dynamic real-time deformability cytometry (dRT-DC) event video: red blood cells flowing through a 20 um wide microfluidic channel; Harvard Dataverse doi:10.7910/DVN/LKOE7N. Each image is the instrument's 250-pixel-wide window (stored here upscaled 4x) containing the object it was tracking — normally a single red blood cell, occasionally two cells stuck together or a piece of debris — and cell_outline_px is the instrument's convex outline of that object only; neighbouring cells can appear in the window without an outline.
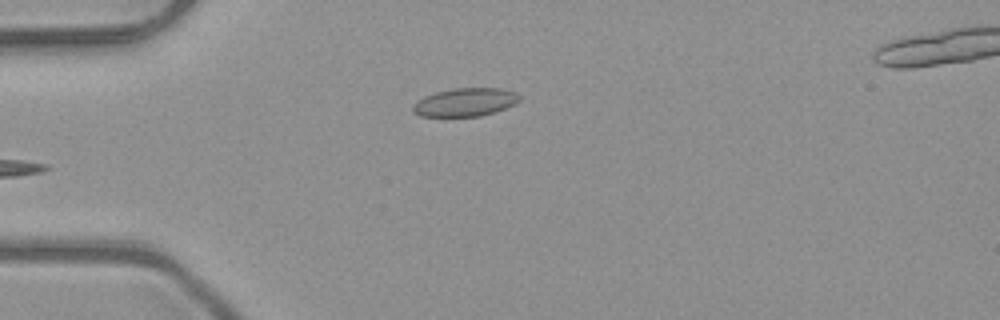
{"species": "common noctule bat (a hibernating species)", "species_latin": "Nyctalus noctula", "temperature_condition": "room temperature", "stored_images_in_passage": 5, "camera_frame_rate_fps": 3000, "um_per_image_px": 0.085, "animal": {"sex": "male", "body_mass_g": 23.1, "forearm_length_mm": 52.7}, "frame": {"image": 1, "passage_image": 5, "time_ms": 1.333, "image_size_px": [1000, 320], "cell_outline_px": [[520, 100], [516, 104], [496, 112], [480, 116], [420, 116], [412, 112], [412, 104], [424, 96], [436, 92], [452, 88], [500, 88], [516, 92], [520, 96]], "centroid_in_image_um": [39.55, 8.68], "position_along_channel_um": 45.5, "area_um2": 17.74}}